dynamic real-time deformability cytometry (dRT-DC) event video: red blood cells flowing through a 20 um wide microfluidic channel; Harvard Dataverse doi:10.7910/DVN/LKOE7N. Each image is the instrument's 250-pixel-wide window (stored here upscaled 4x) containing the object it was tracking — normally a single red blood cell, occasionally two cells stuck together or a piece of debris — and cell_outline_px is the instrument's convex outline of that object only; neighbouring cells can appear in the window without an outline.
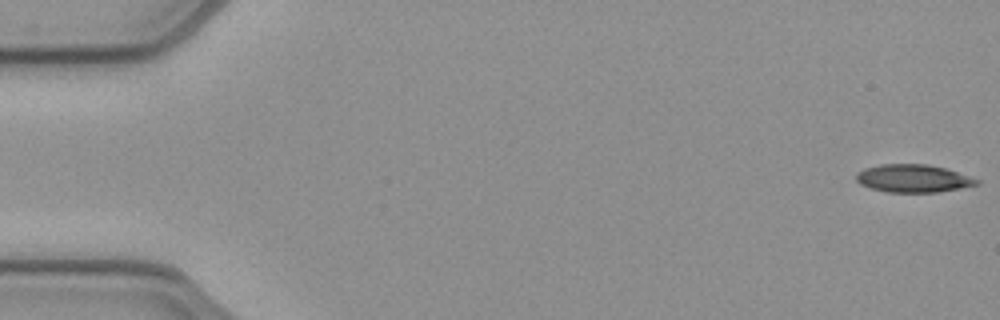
{"species": "common noctule bat (a hibernating species)", "species_latin": "Nyctalus noctula", "temperature_condition": "cold", "stored_images_in_passage": 30, "camera_frame_rate_fps": 3000, "um_per_image_px": 0.085, "animal": {"sex": "female", "body_mass_g": 21.9}, "frame": {"image": 1, "passage_image": 1, "time_ms": 0.0, "image_size_px": [1000, 320], "cell_outline_px": [[980, 184], [960, 188], [936, 192], [888, 192], [872, 188], [860, 184], [856, 180], [856, 172], [864, 168], [880, 164], [928, 164], [944, 168], [980, 180]], "centroid_in_image_um": [77.59, 15.16], "position_along_channel_um": 7.4, "area_um2": 19.42}}
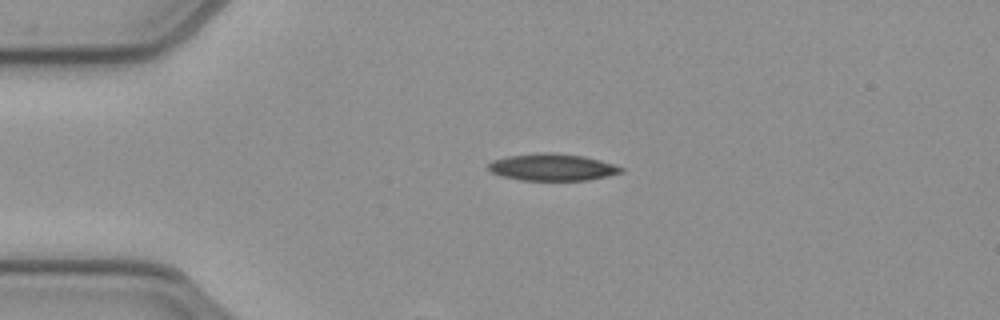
{"frame": {"image": 2, "passage_image": 12, "time_ms": 3.667, "image_size_px": [1000, 320], "cell_outline_px": [[624, 172], [608, 176], [588, 180], [520, 180], [500, 176], [492, 172], [488, 168], [488, 164], [492, 160], [508, 156], [536, 152], [552, 152], [584, 156], [600, 160], [624, 168]], "centroid_in_image_um": [46.94, 14.21], "position_along_channel_um": 38.1, "area_um2": 20.98}}